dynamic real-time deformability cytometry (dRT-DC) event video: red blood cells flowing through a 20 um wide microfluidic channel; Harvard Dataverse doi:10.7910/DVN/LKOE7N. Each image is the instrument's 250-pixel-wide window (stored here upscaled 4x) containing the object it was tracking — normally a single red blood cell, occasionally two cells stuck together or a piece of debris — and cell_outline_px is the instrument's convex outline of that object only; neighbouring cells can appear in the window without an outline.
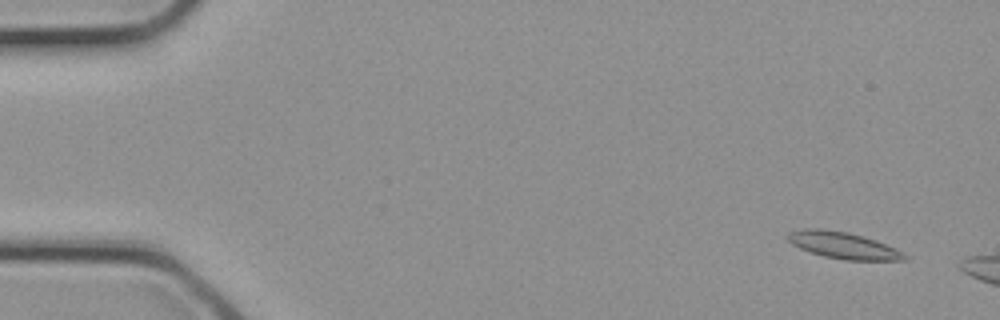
{"species": "common noctule bat (a hibernating species)", "species_latin": "Nyctalus noctula", "temperature_condition": "cold", "stored_images_in_passage": 7, "camera_frame_rate_fps": 3000, "um_per_image_px": 0.085, "animal": {"sex": "female", "body_mass_g": 21.9}, "frame": {"image": 1, "passage_image": 2, "time_ms": 0.333, "image_size_px": [1000, 320], "cell_outline_px": [[908, 256], [904, 260], [844, 260], [824, 256], [808, 252], [792, 244], [784, 236], [788, 232], [804, 228], [820, 228], [848, 232], [876, 240], [896, 248]], "centroid_in_image_um": [71.63, 20.84], "position_along_channel_um": 13.4, "area_um2": 18.26}}